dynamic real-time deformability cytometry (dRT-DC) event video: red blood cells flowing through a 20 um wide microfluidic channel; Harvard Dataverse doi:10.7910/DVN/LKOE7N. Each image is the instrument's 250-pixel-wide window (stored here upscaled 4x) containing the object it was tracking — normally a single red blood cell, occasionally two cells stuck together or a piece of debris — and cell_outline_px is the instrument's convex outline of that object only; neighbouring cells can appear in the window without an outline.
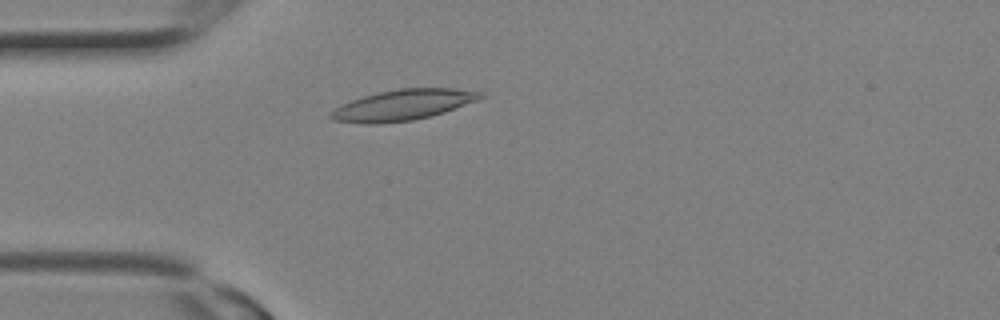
{"species": "Egyptian fruit bat (a non-hibernating species)", "species_latin": "Rousettus aegyptiacus", "temperature_condition": "room temperature", "stored_images_in_passage": 8, "camera_frame_rate_fps": 3000, "um_per_image_px": 0.085, "animal": {"sex": "female"}, "frame": {"image": 1, "passage_image": 6, "time_ms": 1.667, "image_size_px": [1000, 320], "cell_outline_px": [[484, 96], [480, 100], [444, 112], [412, 120], [376, 124], [364, 124], [332, 120], [328, 116], [328, 112], [352, 100], [364, 96], [380, 92], [400, 88], [456, 88], [484, 92]], "centroid_in_image_um": [34.27, 8.92], "position_along_channel_um": 50.7, "area_um2": 26.76}}
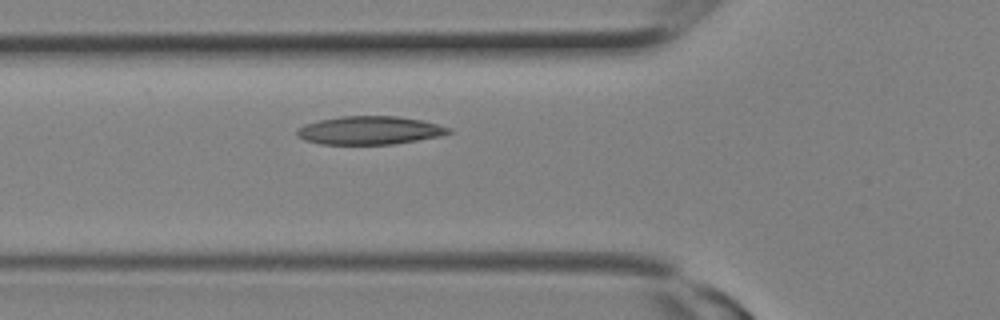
{"frame": {"image": 2, "passage_image": 8, "time_ms": 2.333, "image_size_px": [1000, 320], "cell_outline_px": [[452, 132], [440, 136], [392, 144], [320, 144], [304, 140], [296, 136], [296, 128], [304, 124], [320, 120], [340, 116], [396, 116], [420, 120], [452, 128]], "centroid_in_image_um": [31.37, 11.08], "position_along_channel_um": 94.4, "area_um2": 24.97}}